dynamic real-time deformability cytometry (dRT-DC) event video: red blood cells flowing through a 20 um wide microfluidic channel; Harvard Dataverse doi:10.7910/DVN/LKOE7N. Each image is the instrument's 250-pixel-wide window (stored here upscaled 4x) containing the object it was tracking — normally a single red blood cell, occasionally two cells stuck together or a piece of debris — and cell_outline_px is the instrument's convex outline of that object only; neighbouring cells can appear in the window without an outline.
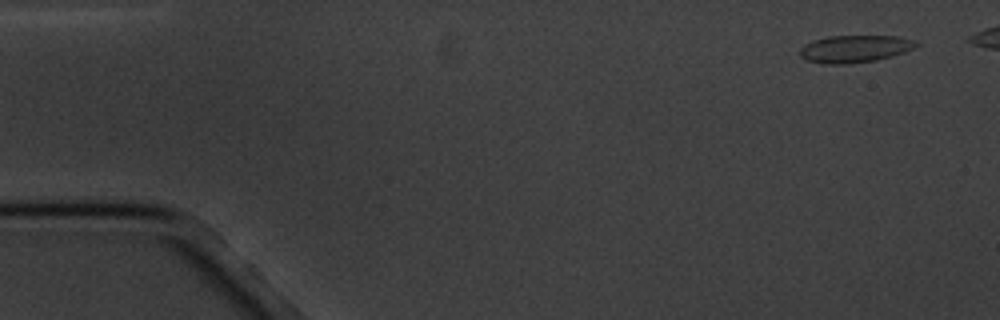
{"species": "common noctule bat (a hibernating species)", "species_latin": "Nyctalus noctula", "temperature_condition": "cold", "stored_images_in_passage": 5, "camera_frame_rate_fps": 3000, "um_per_image_px": 0.085, "animal": {"sex": "male", "body_mass_g": 20.1, "forearm_length_mm": 53.5}, "frame": {"image": 1, "passage_image": 1, "time_ms": 0.0, "image_size_px": [1000, 320], "cell_outline_px": [[920, 44], [916, 48], [892, 56], [876, 60], [848, 64], [824, 64], [804, 60], [800, 56], [800, 48], [804, 44], [812, 40], [828, 36], [896, 36], [916, 40]], "centroid_in_image_um": [72.65, 4.15], "position_along_channel_um": 12.4, "area_um2": 18.79}}